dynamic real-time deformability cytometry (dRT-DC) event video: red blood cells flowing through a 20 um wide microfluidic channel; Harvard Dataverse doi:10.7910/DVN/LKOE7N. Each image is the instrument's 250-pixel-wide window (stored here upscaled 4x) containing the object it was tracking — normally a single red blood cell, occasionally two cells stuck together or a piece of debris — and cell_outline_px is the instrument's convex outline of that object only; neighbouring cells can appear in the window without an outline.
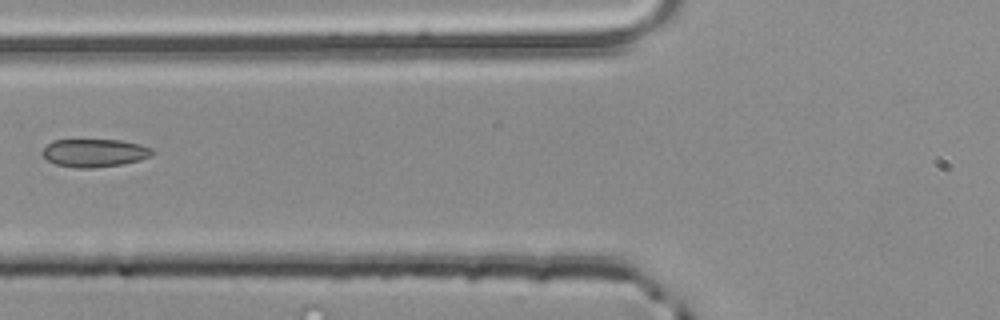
{"species": "common noctule bat (a hibernating species)", "species_latin": "Nyctalus noctula", "temperature_condition": "room temperature", "stored_images_in_passage": 4, "camera_frame_rate_fps": 3000, "um_per_image_px": 0.085, "animal": {"sex": "male", "body_mass_g": 20.4}, "frame": {"image": 1, "passage_image": 4, "time_ms": 1.0, "image_size_px": [1000, 320], "cell_outline_px": [[156, 152], [152, 156], [140, 160], [120, 164], [92, 168], [76, 168], [56, 164], [48, 160], [40, 152], [52, 140], [120, 140], [140, 144], [152, 148]], "centroid_in_image_um": [8.06, 12.99], "position_along_channel_um": 117.7, "area_um2": 17.98}}